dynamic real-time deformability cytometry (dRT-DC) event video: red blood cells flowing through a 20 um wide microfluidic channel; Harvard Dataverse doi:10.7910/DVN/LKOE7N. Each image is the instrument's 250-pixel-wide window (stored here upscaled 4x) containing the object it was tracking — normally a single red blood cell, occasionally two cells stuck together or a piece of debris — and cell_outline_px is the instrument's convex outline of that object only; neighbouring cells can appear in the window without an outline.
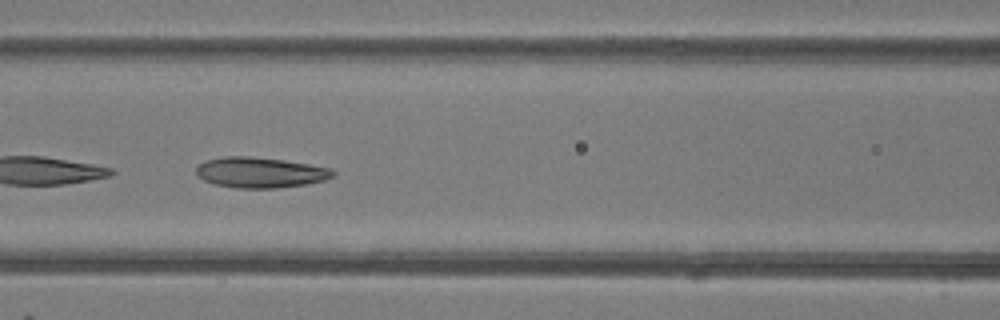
{"species": "common noctule bat (a hibernating species)", "species_latin": "Nyctalus noctula", "temperature_condition": "room temperature", "stored_images_in_passage": 47, "camera_frame_rate_fps": 3000, "um_per_image_px": 0.085, "animal": {"sex": "female"}, "frame": {"image": 1, "passage_image": 21, "time_ms": 6.667, "image_size_px": [1000, 320], "cell_outline_px": [[336, 176], [324, 180], [308, 184], [276, 188], [236, 188], [216, 184], [204, 180], [196, 176], [196, 168], [200, 164], [208, 160], [224, 156], [248, 156], [284, 160], [332, 168], [336, 172]], "centroid_in_image_um": [22.16, 14.66], "position_along_channel_um": 144.4, "area_um2": 24.39}}
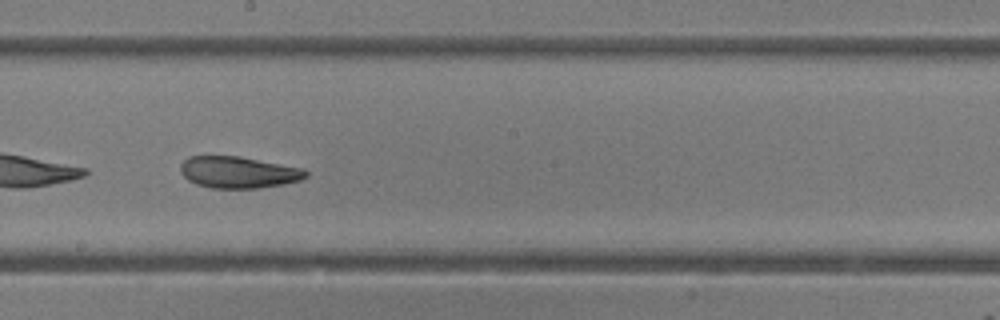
{"frame": {"image": 2, "passage_image": 27, "time_ms": 8.667, "image_size_px": [1000, 320], "cell_outline_px": [[308, 176], [300, 180], [284, 184], [260, 188], [212, 188], [196, 184], [188, 180], [180, 172], [180, 164], [188, 156], [240, 156], [304, 168], [308, 172]], "centroid_in_image_um": [20.27, 14.64], "position_along_channel_um": 227.9, "area_um2": 23.29}, "authors_computed_cell_mechanics": {"area_um2": 26.3568, "velocity_mm_per_s": 4.182, "shape_relaxation_time_tau1_ms": 4.9648, "shape_relaxation_time_tau2_ms": 1.9359, "deformation_change_tau1": 0.1526, "deformation_change_tau2": 0.0835}}